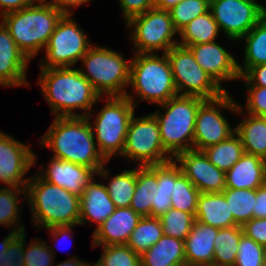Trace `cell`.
Wrapping results in <instances>:
<instances>
[{"label": "cell", "instance_id": "1", "mask_svg": "<svg viewBox=\"0 0 266 266\" xmlns=\"http://www.w3.org/2000/svg\"><path fill=\"white\" fill-rule=\"evenodd\" d=\"M40 144L52 150L53 158L93 168L108 179L109 170L104 165L107 161L97 148L87 116L55 117Z\"/></svg>", "mask_w": 266, "mask_h": 266}, {"label": "cell", "instance_id": "2", "mask_svg": "<svg viewBox=\"0 0 266 266\" xmlns=\"http://www.w3.org/2000/svg\"><path fill=\"white\" fill-rule=\"evenodd\" d=\"M40 73L38 84L43 98L56 117L92 116L91 108L100 100L101 95L81 74L79 68H41ZM76 109L85 113L77 114L74 112Z\"/></svg>", "mask_w": 266, "mask_h": 266}, {"label": "cell", "instance_id": "3", "mask_svg": "<svg viewBox=\"0 0 266 266\" xmlns=\"http://www.w3.org/2000/svg\"><path fill=\"white\" fill-rule=\"evenodd\" d=\"M30 177L26 199L32 211L34 226L44 227L78 225L80 196L43 180L38 174ZM37 224V225H36Z\"/></svg>", "mask_w": 266, "mask_h": 266}, {"label": "cell", "instance_id": "4", "mask_svg": "<svg viewBox=\"0 0 266 266\" xmlns=\"http://www.w3.org/2000/svg\"><path fill=\"white\" fill-rule=\"evenodd\" d=\"M63 15L50 4H33L3 15L1 22L17 47L31 60L46 47Z\"/></svg>", "mask_w": 266, "mask_h": 266}, {"label": "cell", "instance_id": "5", "mask_svg": "<svg viewBox=\"0 0 266 266\" xmlns=\"http://www.w3.org/2000/svg\"><path fill=\"white\" fill-rule=\"evenodd\" d=\"M204 101L196 96L176 95L160 104L165 108L164 114L152 113L160 128L164 150L173 159L179 153L193 150L196 114Z\"/></svg>", "mask_w": 266, "mask_h": 266}, {"label": "cell", "instance_id": "6", "mask_svg": "<svg viewBox=\"0 0 266 266\" xmlns=\"http://www.w3.org/2000/svg\"><path fill=\"white\" fill-rule=\"evenodd\" d=\"M134 53L130 60L129 86L143 101L162 104L178 95L166 53Z\"/></svg>", "mask_w": 266, "mask_h": 266}, {"label": "cell", "instance_id": "7", "mask_svg": "<svg viewBox=\"0 0 266 266\" xmlns=\"http://www.w3.org/2000/svg\"><path fill=\"white\" fill-rule=\"evenodd\" d=\"M133 97L129 92L126 96H108L94 123L90 122L97 148L107 162L123 153L128 126L138 105Z\"/></svg>", "mask_w": 266, "mask_h": 266}, {"label": "cell", "instance_id": "8", "mask_svg": "<svg viewBox=\"0 0 266 266\" xmlns=\"http://www.w3.org/2000/svg\"><path fill=\"white\" fill-rule=\"evenodd\" d=\"M81 61L85 66V70L79 69L81 74L101 97L126 96L131 61H127L121 53L92 45Z\"/></svg>", "mask_w": 266, "mask_h": 266}, {"label": "cell", "instance_id": "9", "mask_svg": "<svg viewBox=\"0 0 266 266\" xmlns=\"http://www.w3.org/2000/svg\"><path fill=\"white\" fill-rule=\"evenodd\" d=\"M166 55L169 59L178 95L196 96L212 100L227 92L220 87L196 62L192 52L176 45Z\"/></svg>", "mask_w": 266, "mask_h": 266}, {"label": "cell", "instance_id": "10", "mask_svg": "<svg viewBox=\"0 0 266 266\" xmlns=\"http://www.w3.org/2000/svg\"><path fill=\"white\" fill-rule=\"evenodd\" d=\"M127 28L133 29L130 34L136 51L134 53H166L178 45L174 35L178 31L173 25L171 14L167 10L151 8L145 13L131 18Z\"/></svg>", "mask_w": 266, "mask_h": 266}, {"label": "cell", "instance_id": "11", "mask_svg": "<svg viewBox=\"0 0 266 266\" xmlns=\"http://www.w3.org/2000/svg\"><path fill=\"white\" fill-rule=\"evenodd\" d=\"M132 116L121 157L137 161L138 166L169 162L173 158L164 150L158 122L153 114Z\"/></svg>", "mask_w": 266, "mask_h": 266}, {"label": "cell", "instance_id": "12", "mask_svg": "<svg viewBox=\"0 0 266 266\" xmlns=\"http://www.w3.org/2000/svg\"><path fill=\"white\" fill-rule=\"evenodd\" d=\"M72 14H64L45 47V59L40 68L72 67L91 47L87 35L74 21Z\"/></svg>", "mask_w": 266, "mask_h": 266}, {"label": "cell", "instance_id": "13", "mask_svg": "<svg viewBox=\"0 0 266 266\" xmlns=\"http://www.w3.org/2000/svg\"><path fill=\"white\" fill-rule=\"evenodd\" d=\"M220 107L242 114L243 108L232 99L228 91L216 99L205 100L196 114L193 150L203 151L235 133V128H231Z\"/></svg>", "mask_w": 266, "mask_h": 266}, {"label": "cell", "instance_id": "14", "mask_svg": "<svg viewBox=\"0 0 266 266\" xmlns=\"http://www.w3.org/2000/svg\"><path fill=\"white\" fill-rule=\"evenodd\" d=\"M213 18L227 38L238 41L266 14V7L256 1L210 0Z\"/></svg>", "mask_w": 266, "mask_h": 266}, {"label": "cell", "instance_id": "15", "mask_svg": "<svg viewBox=\"0 0 266 266\" xmlns=\"http://www.w3.org/2000/svg\"><path fill=\"white\" fill-rule=\"evenodd\" d=\"M36 156L29 145L21 143L0 130V182L26 188L29 179L23 176L35 164Z\"/></svg>", "mask_w": 266, "mask_h": 266}, {"label": "cell", "instance_id": "16", "mask_svg": "<svg viewBox=\"0 0 266 266\" xmlns=\"http://www.w3.org/2000/svg\"><path fill=\"white\" fill-rule=\"evenodd\" d=\"M174 161L200 193H221L226 188L225 172L216 168L203 151L179 153Z\"/></svg>", "mask_w": 266, "mask_h": 266}, {"label": "cell", "instance_id": "17", "mask_svg": "<svg viewBox=\"0 0 266 266\" xmlns=\"http://www.w3.org/2000/svg\"><path fill=\"white\" fill-rule=\"evenodd\" d=\"M196 62L211 78L222 87L224 80H240L238 62L234 56L216 41L187 47Z\"/></svg>", "mask_w": 266, "mask_h": 266}, {"label": "cell", "instance_id": "18", "mask_svg": "<svg viewBox=\"0 0 266 266\" xmlns=\"http://www.w3.org/2000/svg\"><path fill=\"white\" fill-rule=\"evenodd\" d=\"M44 171L37 172L43 180L78 196H81L85 186L97 175L93 168L55 158H51Z\"/></svg>", "mask_w": 266, "mask_h": 266}, {"label": "cell", "instance_id": "19", "mask_svg": "<svg viewBox=\"0 0 266 266\" xmlns=\"http://www.w3.org/2000/svg\"><path fill=\"white\" fill-rule=\"evenodd\" d=\"M30 60L17 47L9 31L0 23V85L29 86L26 69Z\"/></svg>", "mask_w": 266, "mask_h": 266}, {"label": "cell", "instance_id": "20", "mask_svg": "<svg viewBox=\"0 0 266 266\" xmlns=\"http://www.w3.org/2000/svg\"><path fill=\"white\" fill-rule=\"evenodd\" d=\"M142 217L130 207L115 211L93 233V247L127 244Z\"/></svg>", "mask_w": 266, "mask_h": 266}, {"label": "cell", "instance_id": "21", "mask_svg": "<svg viewBox=\"0 0 266 266\" xmlns=\"http://www.w3.org/2000/svg\"><path fill=\"white\" fill-rule=\"evenodd\" d=\"M219 228L194 221L184 239L186 266L213 264L214 239Z\"/></svg>", "mask_w": 266, "mask_h": 266}, {"label": "cell", "instance_id": "22", "mask_svg": "<svg viewBox=\"0 0 266 266\" xmlns=\"http://www.w3.org/2000/svg\"><path fill=\"white\" fill-rule=\"evenodd\" d=\"M116 206L112 202L107 188L95 178L85 186L80 196L79 225L87 222H96L97 228L115 211Z\"/></svg>", "mask_w": 266, "mask_h": 266}, {"label": "cell", "instance_id": "23", "mask_svg": "<svg viewBox=\"0 0 266 266\" xmlns=\"http://www.w3.org/2000/svg\"><path fill=\"white\" fill-rule=\"evenodd\" d=\"M226 188L257 189L266 183V160L244 153L225 173Z\"/></svg>", "mask_w": 266, "mask_h": 266}, {"label": "cell", "instance_id": "24", "mask_svg": "<svg viewBox=\"0 0 266 266\" xmlns=\"http://www.w3.org/2000/svg\"><path fill=\"white\" fill-rule=\"evenodd\" d=\"M195 220L219 229L238 225L222 192L199 194Z\"/></svg>", "mask_w": 266, "mask_h": 266}, {"label": "cell", "instance_id": "25", "mask_svg": "<svg viewBox=\"0 0 266 266\" xmlns=\"http://www.w3.org/2000/svg\"><path fill=\"white\" fill-rule=\"evenodd\" d=\"M140 259L141 266H186L184 240L163 235Z\"/></svg>", "mask_w": 266, "mask_h": 266}, {"label": "cell", "instance_id": "26", "mask_svg": "<svg viewBox=\"0 0 266 266\" xmlns=\"http://www.w3.org/2000/svg\"><path fill=\"white\" fill-rule=\"evenodd\" d=\"M157 187V164L136 169V187L130 208L141 217H152Z\"/></svg>", "mask_w": 266, "mask_h": 266}, {"label": "cell", "instance_id": "27", "mask_svg": "<svg viewBox=\"0 0 266 266\" xmlns=\"http://www.w3.org/2000/svg\"><path fill=\"white\" fill-rule=\"evenodd\" d=\"M235 127L246 154L266 160V118L247 114Z\"/></svg>", "mask_w": 266, "mask_h": 266}, {"label": "cell", "instance_id": "28", "mask_svg": "<svg viewBox=\"0 0 266 266\" xmlns=\"http://www.w3.org/2000/svg\"><path fill=\"white\" fill-rule=\"evenodd\" d=\"M182 174L178 163L173 160L157 164V187L152 217H161L171 208V194L175 180Z\"/></svg>", "mask_w": 266, "mask_h": 266}, {"label": "cell", "instance_id": "29", "mask_svg": "<svg viewBox=\"0 0 266 266\" xmlns=\"http://www.w3.org/2000/svg\"><path fill=\"white\" fill-rule=\"evenodd\" d=\"M240 40L245 41L244 66L238 64L242 76L250 67L266 64V14Z\"/></svg>", "mask_w": 266, "mask_h": 266}, {"label": "cell", "instance_id": "30", "mask_svg": "<svg viewBox=\"0 0 266 266\" xmlns=\"http://www.w3.org/2000/svg\"><path fill=\"white\" fill-rule=\"evenodd\" d=\"M219 31L218 24L209 10L205 14L197 16L178 32V35L181 36L178 45L189 47L215 41Z\"/></svg>", "mask_w": 266, "mask_h": 266}, {"label": "cell", "instance_id": "31", "mask_svg": "<svg viewBox=\"0 0 266 266\" xmlns=\"http://www.w3.org/2000/svg\"><path fill=\"white\" fill-rule=\"evenodd\" d=\"M203 152L216 168L225 173L245 153L242 142L236 133L216 145L205 148Z\"/></svg>", "mask_w": 266, "mask_h": 266}, {"label": "cell", "instance_id": "32", "mask_svg": "<svg viewBox=\"0 0 266 266\" xmlns=\"http://www.w3.org/2000/svg\"><path fill=\"white\" fill-rule=\"evenodd\" d=\"M242 235L243 230L240 225L218 230V235L214 239V265L234 266Z\"/></svg>", "mask_w": 266, "mask_h": 266}, {"label": "cell", "instance_id": "33", "mask_svg": "<svg viewBox=\"0 0 266 266\" xmlns=\"http://www.w3.org/2000/svg\"><path fill=\"white\" fill-rule=\"evenodd\" d=\"M164 235L160 218L142 217L127 242L136 254L142 255Z\"/></svg>", "mask_w": 266, "mask_h": 266}, {"label": "cell", "instance_id": "34", "mask_svg": "<svg viewBox=\"0 0 266 266\" xmlns=\"http://www.w3.org/2000/svg\"><path fill=\"white\" fill-rule=\"evenodd\" d=\"M222 193L227 203H229L230 212H232L234 221L238 225L242 226L253 218L256 189L225 188Z\"/></svg>", "mask_w": 266, "mask_h": 266}, {"label": "cell", "instance_id": "35", "mask_svg": "<svg viewBox=\"0 0 266 266\" xmlns=\"http://www.w3.org/2000/svg\"><path fill=\"white\" fill-rule=\"evenodd\" d=\"M105 186L116 208L130 207L136 187V169L114 175Z\"/></svg>", "mask_w": 266, "mask_h": 266}, {"label": "cell", "instance_id": "36", "mask_svg": "<svg viewBox=\"0 0 266 266\" xmlns=\"http://www.w3.org/2000/svg\"><path fill=\"white\" fill-rule=\"evenodd\" d=\"M200 191L182 173L174 182L171 208L191 213L195 217Z\"/></svg>", "mask_w": 266, "mask_h": 266}, {"label": "cell", "instance_id": "37", "mask_svg": "<svg viewBox=\"0 0 266 266\" xmlns=\"http://www.w3.org/2000/svg\"><path fill=\"white\" fill-rule=\"evenodd\" d=\"M163 227V233L184 240L190 233L195 217L188 212L170 208L165 214L159 217Z\"/></svg>", "mask_w": 266, "mask_h": 266}, {"label": "cell", "instance_id": "38", "mask_svg": "<svg viewBox=\"0 0 266 266\" xmlns=\"http://www.w3.org/2000/svg\"><path fill=\"white\" fill-rule=\"evenodd\" d=\"M210 9V0H183L169 10L175 29L179 32L197 16Z\"/></svg>", "mask_w": 266, "mask_h": 266}, {"label": "cell", "instance_id": "39", "mask_svg": "<svg viewBox=\"0 0 266 266\" xmlns=\"http://www.w3.org/2000/svg\"><path fill=\"white\" fill-rule=\"evenodd\" d=\"M25 194L26 188H16L13 186L0 187V226L6 225L8 227L13 226L19 218L18 210V194Z\"/></svg>", "mask_w": 266, "mask_h": 266}, {"label": "cell", "instance_id": "40", "mask_svg": "<svg viewBox=\"0 0 266 266\" xmlns=\"http://www.w3.org/2000/svg\"><path fill=\"white\" fill-rule=\"evenodd\" d=\"M98 260L102 266H141L140 255L126 244L103 246Z\"/></svg>", "mask_w": 266, "mask_h": 266}, {"label": "cell", "instance_id": "41", "mask_svg": "<svg viewBox=\"0 0 266 266\" xmlns=\"http://www.w3.org/2000/svg\"><path fill=\"white\" fill-rule=\"evenodd\" d=\"M234 266H266V247L243 234Z\"/></svg>", "mask_w": 266, "mask_h": 266}, {"label": "cell", "instance_id": "42", "mask_svg": "<svg viewBox=\"0 0 266 266\" xmlns=\"http://www.w3.org/2000/svg\"><path fill=\"white\" fill-rule=\"evenodd\" d=\"M54 250L47 242L34 239L24 248L23 263L25 266H52L55 262Z\"/></svg>", "mask_w": 266, "mask_h": 266}, {"label": "cell", "instance_id": "43", "mask_svg": "<svg viewBox=\"0 0 266 266\" xmlns=\"http://www.w3.org/2000/svg\"><path fill=\"white\" fill-rule=\"evenodd\" d=\"M25 231L19 233L10 243L6 252L0 255V266H25L23 254L25 243Z\"/></svg>", "mask_w": 266, "mask_h": 266}, {"label": "cell", "instance_id": "44", "mask_svg": "<svg viewBox=\"0 0 266 266\" xmlns=\"http://www.w3.org/2000/svg\"><path fill=\"white\" fill-rule=\"evenodd\" d=\"M248 96L245 110L247 114L254 116H266V87L246 86Z\"/></svg>", "mask_w": 266, "mask_h": 266}, {"label": "cell", "instance_id": "45", "mask_svg": "<svg viewBox=\"0 0 266 266\" xmlns=\"http://www.w3.org/2000/svg\"><path fill=\"white\" fill-rule=\"evenodd\" d=\"M241 227L245 236L266 247V218H252Z\"/></svg>", "mask_w": 266, "mask_h": 266}, {"label": "cell", "instance_id": "46", "mask_svg": "<svg viewBox=\"0 0 266 266\" xmlns=\"http://www.w3.org/2000/svg\"><path fill=\"white\" fill-rule=\"evenodd\" d=\"M126 23L133 17L154 8V0H119Z\"/></svg>", "mask_w": 266, "mask_h": 266}, {"label": "cell", "instance_id": "47", "mask_svg": "<svg viewBox=\"0 0 266 266\" xmlns=\"http://www.w3.org/2000/svg\"><path fill=\"white\" fill-rule=\"evenodd\" d=\"M240 79L246 82V86L266 87V64L250 67Z\"/></svg>", "mask_w": 266, "mask_h": 266}, {"label": "cell", "instance_id": "48", "mask_svg": "<svg viewBox=\"0 0 266 266\" xmlns=\"http://www.w3.org/2000/svg\"><path fill=\"white\" fill-rule=\"evenodd\" d=\"M253 218H266V183L256 189L255 209Z\"/></svg>", "mask_w": 266, "mask_h": 266}, {"label": "cell", "instance_id": "49", "mask_svg": "<svg viewBox=\"0 0 266 266\" xmlns=\"http://www.w3.org/2000/svg\"><path fill=\"white\" fill-rule=\"evenodd\" d=\"M33 5L30 0H0V16Z\"/></svg>", "mask_w": 266, "mask_h": 266}, {"label": "cell", "instance_id": "50", "mask_svg": "<svg viewBox=\"0 0 266 266\" xmlns=\"http://www.w3.org/2000/svg\"><path fill=\"white\" fill-rule=\"evenodd\" d=\"M90 0H51L50 5L58 9L63 14H72L71 8L86 4Z\"/></svg>", "mask_w": 266, "mask_h": 266}, {"label": "cell", "instance_id": "51", "mask_svg": "<svg viewBox=\"0 0 266 266\" xmlns=\"http://www.w3.org/2000/svg\"><path fill=\"white\" fill-rule=\"evenodd\" d=\"M74 226L75 225L53 226V227L47 228V230H49L50 232H52L50 234L54 235L53 237H55L56 239L60 240L63 237L65 238L66 235H67V238H68V235L70 236V233L73 231L71 229ZM58 240H57V242H58Z\"/></svg>", "mask_w": 266, "mask_h": 266}, {"label": "cell", "instance_id": "52", "mask_svg": "<svg viewBox=\"0 0 266 266\" xmlns=\"http://www.w3.org/2000/svg\"><path fill=\"white\" fill-rule=\"evenodd\" d=\"M25 225H21L17 230H16V226L14 227V230H11L10 233L8 234V236L5 237V239H3V242L0 245V255L3 252H6V250L8 249L11 241L21 232L25 231L24 228Z\"/></svg>", "mask_w": 266, "mask_h": 266}, {"label": "cell", "instance_id": "53", "mask_svg": "<svg viewBox=\"0 0 266 266\" xmlns=\"http://www.w3.org/2000/svg\"><path fill=\"white\" fill-rule=\"evenodd\" d=\"M180 1H183V0H154V7L169 11L175 5H177Z\"/></svg>", "mask_w": 266, "mask_h": 266}, {"label": "cell", "instance_id": "54", "mask_svg": "<svg viewBox=\"0 0 266 266\" xmlns=\"http://www.w3.org/2000/svg\"><path fill=\"white\" fill-rule=\"evenodd\" d=\"M56 266H86V261L84 262V260H79V258L77 259V257H72L68 260H65L64 262L57 264Z\"/></svg>", "mask_w": 266, "mask_h": 266}, {"label": "cell", "instance_id": "55", "mask_svg": "<svg viewBox=\"0 0 266 266\" xmlns=\"http://www.w3.org/2000/svg\"><path fill=\"white\" fill-rule=\"evenodd\" d=\"M30 2L32 4H50L51 0L47 1V2H46V0H30Z\"/></svg>", "mask_w": 266, "mask_h": 266}, {"label": "cell", "instance_id": "56", "mask_svg": "<svg viewBox=\"0 0 266 266\" xmlns=\"http://www.w3.org/2000/svg\"><path fill=\"white\" fill-rule=\"evenodd\" d=\"M86 266H102L101 263L99 261H97V263L95 264H90V263H86Z\"/></svg>", "mask_w": 266, "mask_h": 266}, {"label": "cell", "instance_id": "57", "mask_svg": "<svg viewBox=\"0 0 266 266\" xmlns=\"http://www.w3.org/2000/svg\"><path fill=\"white\" fill-rule=\"evenodd\" d=\"M201 266H219V265L208 264V265H201Z\"/></svg>", "mask_w": 266, "mask_h": 266}]
</instances>
